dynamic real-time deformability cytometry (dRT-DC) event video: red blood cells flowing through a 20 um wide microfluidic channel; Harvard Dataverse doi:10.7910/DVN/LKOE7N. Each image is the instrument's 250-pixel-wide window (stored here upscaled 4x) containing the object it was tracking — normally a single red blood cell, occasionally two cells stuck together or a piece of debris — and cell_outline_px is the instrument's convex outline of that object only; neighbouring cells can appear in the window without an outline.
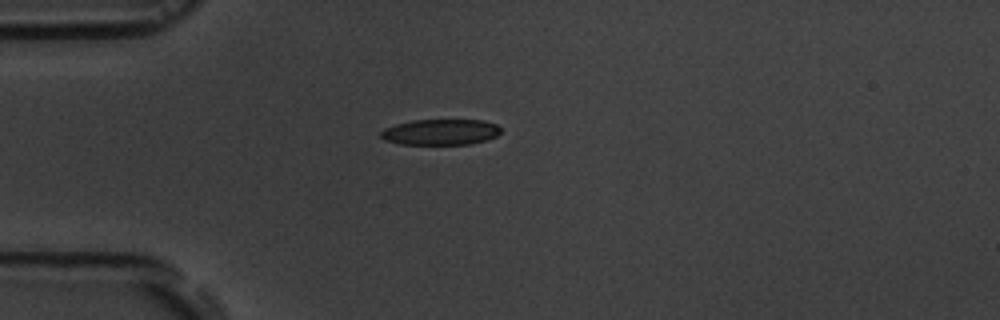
{"species": "common noctule bat (a hibernating species)", "species_latin": "Nyctalus noctula", "temperature_condition": "room temperature", "stored_images_in_passage": 1, "camera_frame_rate_fps": 3000, "um_per_image_px": 0.085, "animal": {"sex": "male", "body_mass_g": 19.5, "forearm_length_mm": 54.6}, "frame": {"image": 1, "passage_image": 1, "time_ms": 0.0, "image_size_px": [1000, 320], "cell_outline_px": [[500, 132], [496, 136], [484, 140], [468, 144], [400, 144], [384, 140], [380, 136], [380, 132], [384, 128], [396, 124], [412, 120], [484, 120], [496, 124], [500, 128]], "centroid_in_image_um": [37.41, 11.22], "position_along_channel_um": 47.6, "area_um2": 17.98}}